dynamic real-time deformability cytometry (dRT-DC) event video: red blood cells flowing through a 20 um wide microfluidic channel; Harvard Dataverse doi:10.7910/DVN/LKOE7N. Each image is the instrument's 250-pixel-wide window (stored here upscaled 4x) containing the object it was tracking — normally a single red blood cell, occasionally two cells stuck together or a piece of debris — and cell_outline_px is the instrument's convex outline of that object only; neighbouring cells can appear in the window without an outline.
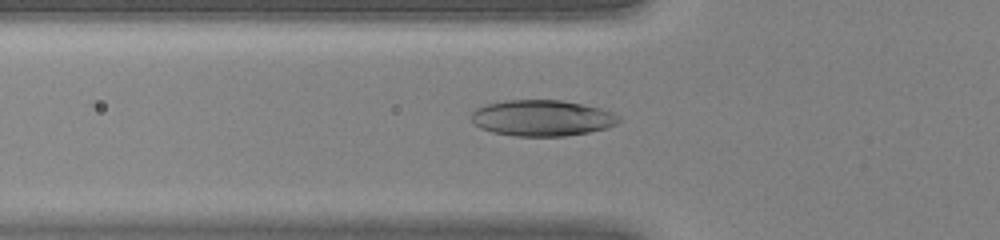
{"species": "human", "species_latin": "Homo sapiens", "temperature_condition": "warm", "stored_images_in_passage": 45, "camera_frame_rate_fps": 3000, "um_per_image_px": 0.085, "donor": {"sex": "female"}, "frame": {"image": 1, "passage_image": 16, "time_ms": 5.0, "image_size_px": [1000, 240], "cell_outline_px": [[624, 120], [608, 128], [588, 132], [564, 136], [512, 136], [492, 132], [480, 128], [472, 120], [472, 112], [476, 108], [488, 104], [504, 100], [560, 100], [600, 108], [612, 112], [620, 116]], "centroid_in_image_um": [46.1, 10.04], "position_along_channel_um": 79.7, "area_um2": 31.04}}
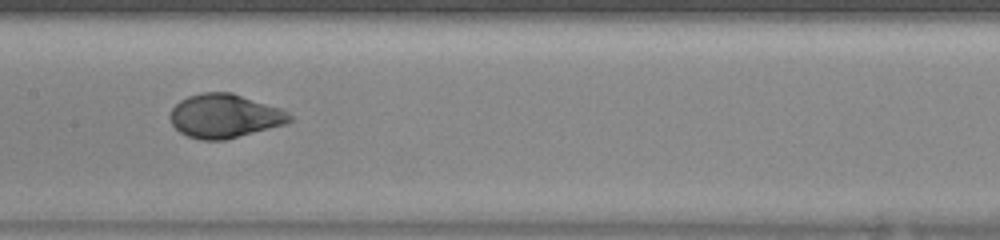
{"frame": {"image": 2, "passage_image": 23, "time_ms": 7.333, "image_size_px": [1000, 240], "cell_outline_px": [[292, 120], [284, 124], [224, 140], [200, 140], [188, 136], [180, 132], [172, 124], [172, 108], [180, 100], [188, 96], [204, 92], [232, 92], [280, 108], [288, 112], [292, 116]], "centroid_in_image_um": [19.1, 9.85], "position_along_channel_um": 188.3, "area_um2": 30.17}}
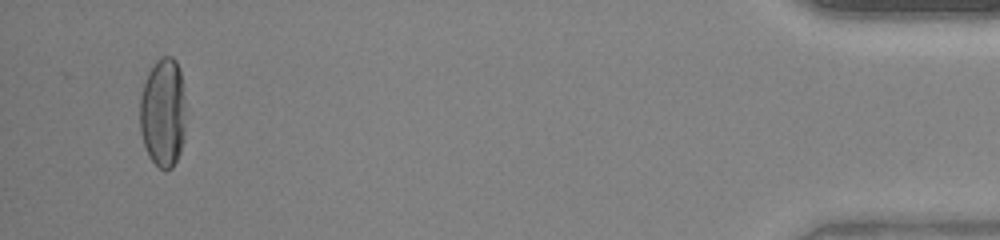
{"frame": {"image": 3, "passage_image": 43, "time_ms": 14.0, "image_size_px": [1000, 240], "cell_outline_px": [[184, 136], [180, 152], [172, 168], [160, 168], [148, 156], [140, 132], [140, 96], [148, 72], [156, 60], [164, 56], [172, 56], [176, 60], [180, 68], [184, 100]], "centroid_in_image_um": [13.84, 9.55], "position_along_channel_um": 421.4, "area_um2": 29.13}}